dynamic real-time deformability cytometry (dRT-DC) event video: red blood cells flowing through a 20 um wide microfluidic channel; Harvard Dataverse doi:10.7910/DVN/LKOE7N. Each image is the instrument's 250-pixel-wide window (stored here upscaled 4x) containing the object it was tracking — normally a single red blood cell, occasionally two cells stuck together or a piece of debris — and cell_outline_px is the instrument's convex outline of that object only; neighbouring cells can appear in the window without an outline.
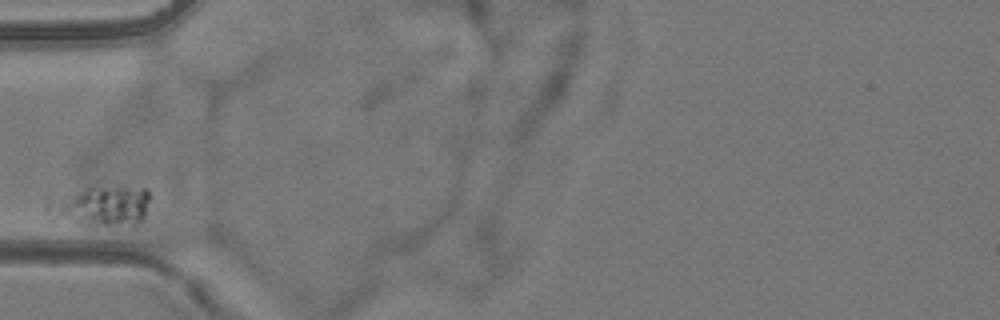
{"species": "common noctule bat (a hibernating species)", "species_latin": "Nyctalus noctula", "temperature_condition": "room temperature", "stored_images_in_passage": 4, "camera_frame_rate_fps": 3000, "um_per_image_px": 0.085, "animal": {"sex": "female", "body_mass_g": 24.6, "forearm_length_mm": 56.2}, "frame": {"image": 1, "passage_image": 1, "time_ms": 0.0, "image_size_px": [1000, 320], "cell_outline_px": [[148, 200], [144, 216], [132, 228], [92, 228], [48, 220], [44, 212], [44, 200], [48, 192], [96, 184], [116, 184], [144, 188], [148, 192]], "centroid_in_image_um": [8.3, 17.5], "position_along_channel_um": 76.7, "area_um2": 28.03}}
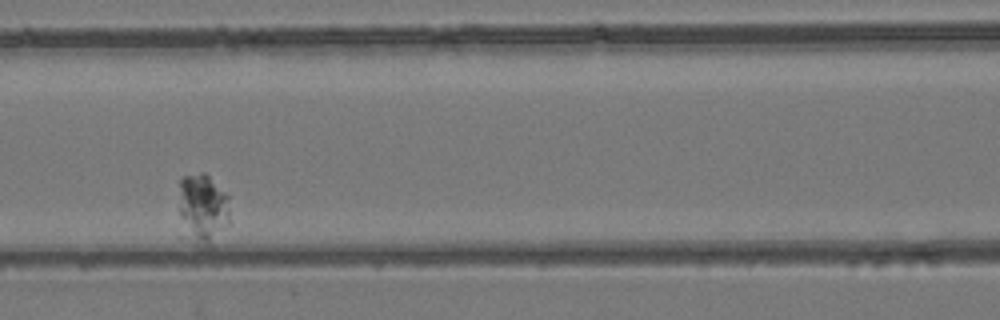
{"frame": {"image": 2, "passage_image": 3, "time_ms": 2.333, "image_size_px": [1000, 320], "cell_outline_px": [[228, 224], [212, 248], [208, 248], [184, 240], [180, 236], [180, 180], [184, 176], [200, 172], [204, 172], [228, 196]], "centroid_in_image_um": [17.19, 17.86], "position_along_channel_um": 149.4, "area_um2": 21.5}}
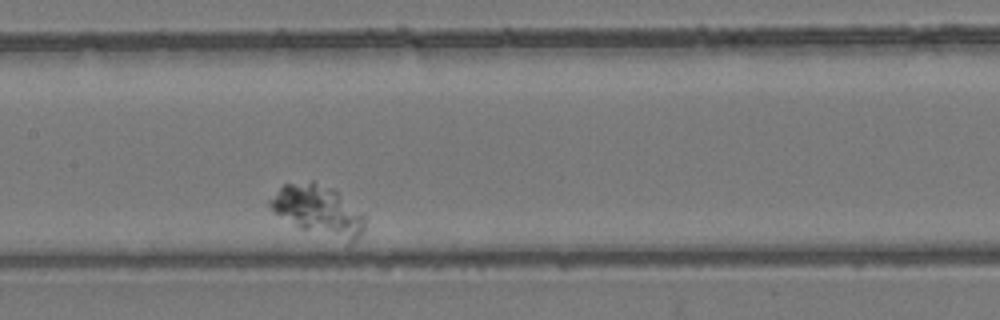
{"frame": {"image": 3, "passage_image": 4, "time_ms": 3.333, "image_size_px": [1000, 320], "cell_outline_px": [[364, 228], [348, 248], [300, 228], [272, 212], [268, 204], [268, 200], [284, 184], [312, 180], [332, 188], [364, 216]], "centroid_in_image_um": [27.05, 17.96], "position_along_channel_um": 180.4, "area_um2": 28.26}}